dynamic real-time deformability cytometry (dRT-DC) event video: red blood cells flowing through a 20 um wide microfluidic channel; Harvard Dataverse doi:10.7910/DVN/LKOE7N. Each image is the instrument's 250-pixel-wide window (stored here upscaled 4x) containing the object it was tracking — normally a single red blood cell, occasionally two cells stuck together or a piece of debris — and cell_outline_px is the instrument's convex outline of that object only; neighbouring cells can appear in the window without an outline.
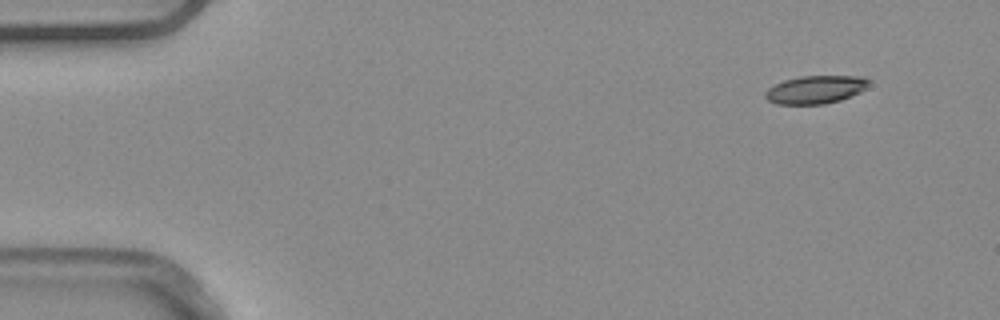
{"species": "common noctule bat (a hibernating species)", "species_latin": "Nyctalus noctula", "temperature_condition": "warm", "stored_images_in_passage": 5, "segment_of_instrument_passage": [1, 2], "camera_frame_rate_fps": 3000, "um_per_image_px": 0.085, "animal": {"sex": "male", "body_mass_g": 20.4}, "frame": {"image": 1, "passage_image": 1, "time_ms": 0.0, "image_size_px": [1000, 320], "cell_outline_px": [[872, 80], [860, 92], [840, 100], [824, 104], [776, 104], [768, 100], [764, 96], [764, 92], [768, 88], [784, 80], [800, 76], [864, 76]], "centroid_in_image_um": [69.32, 7.61], "position_along_channel_um": 15.7, "area_um2": 16.94}}
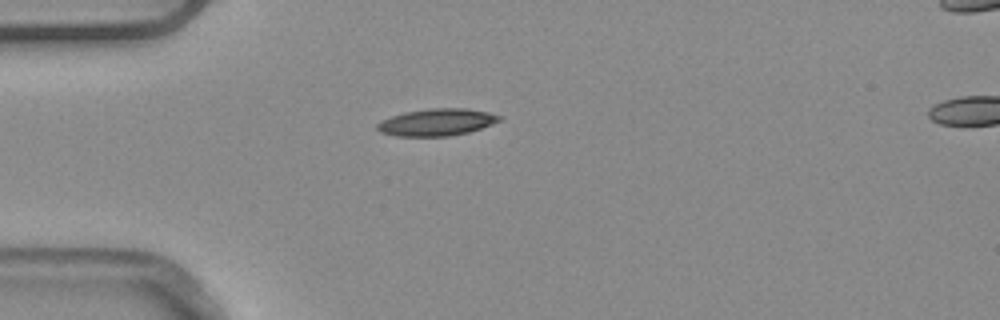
{"frame": {"image": 2, "passage_image": 4, "time_ms": 1.0, "image_size_px": [1000, 320], "cell_outline_px": [[504, 120], [468, 132], [448, 136], [396, 136], [380, 132], [376, 128], [376, 124], [392, 116], [404, 112], [428, 108], [468, 108], [488, 112], [504, 116]], "centroid_in_image_um": [37.17, 10.38], "position_along_channel_um": 47.8, "area_um2": 19.36}}